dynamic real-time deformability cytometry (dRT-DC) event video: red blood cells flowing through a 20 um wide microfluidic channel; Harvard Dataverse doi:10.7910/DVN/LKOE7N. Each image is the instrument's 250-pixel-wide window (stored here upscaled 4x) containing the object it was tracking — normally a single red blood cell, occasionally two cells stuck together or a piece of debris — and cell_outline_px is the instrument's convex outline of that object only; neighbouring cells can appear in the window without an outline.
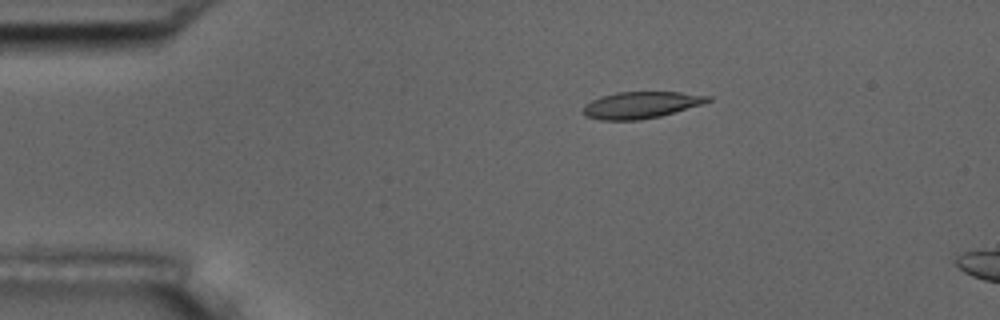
{"species": "common noctule bat (a hibernating species)", "species_latin": "Nyctalus noctula", "temperature_condition": "room temperature", "stored_images_in_passage": 3, "camera_frame_rate_fps": 3000, "um_per_image_px": 0.085, "animal": {"sex": "male", "body_mass_g": 17.5, "forearm_length_mm": 52.3}, "frame": {"image": 1, "passage_image": 1, "time_ms": 0.0, "image_size_px": [1000, 320], "cell_outline_px": [[712, 100], [700, 104], [660, 116], [640, 120], [600, 120], [584, 116], [584, 108], [592, 100], [600, 96], [616, 92], [680, 92], [712, 96]], "centroid_in_image_um": [54.47, 8.92], "position_along_channel_um": 30.5, "area_um2": 19.19}}